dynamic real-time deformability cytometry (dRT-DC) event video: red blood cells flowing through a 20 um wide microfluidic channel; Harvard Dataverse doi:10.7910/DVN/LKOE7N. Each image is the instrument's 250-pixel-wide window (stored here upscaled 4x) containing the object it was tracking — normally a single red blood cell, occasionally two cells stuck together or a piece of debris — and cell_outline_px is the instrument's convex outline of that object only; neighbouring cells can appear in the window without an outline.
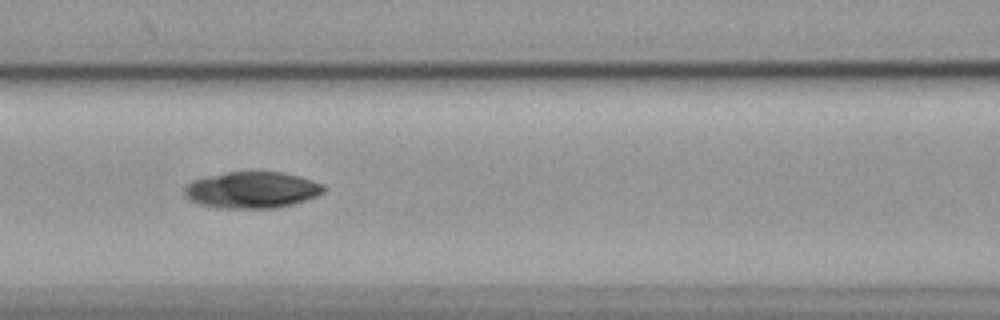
{"species": "common noctule bat (a hibernating species)", "species_latin": "Nyctalus noctula", "temperature_condition": "cold", "stored_images_in_passage": 50, "camera_frame_rate_fps": 3000, "um_per_image_px": 0.085, "animal": {"sex": "female", "body_mass_g": 19.9}, "frame": {"image": 1, "passage_image": 23, "time_ms": 7.333, "image_size_px": [1000, 320], "cell_outline_px": [[324, 192], [316, 196], [292, 204], [276, 208], [216, 208], [200, 204], [188, 200], [184, 196], [184, 188], [192, 180], [224, 172], [280, 172], [300, 176], [324, 184]], "centroid_in_image_um": [21.38, 16.15], "position_along_channel_um": 145.2, "area_um2": 29.65}}
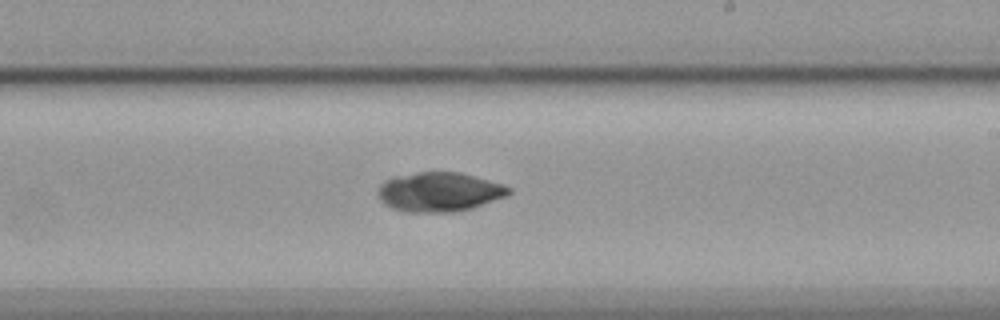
{"frame": {"image": 2, "passage_image": 32, "time_ms": 10.333, "image_size_px": [1000, 320], "cell_outline_px": [[512, 192], [508, 196], [472, 208], [452, 212], [404, 212], [392, 208], [384, 204], [380, 200], [376, 192], [380, 184], [384, 180], [396, 176], [416, 172], [460, 172], [504, 184], [512, 188]], "centroid_in_image_um": [37.34, 16.31], "position_along_channel_um": 251.7, "area_um2": 30.35}}
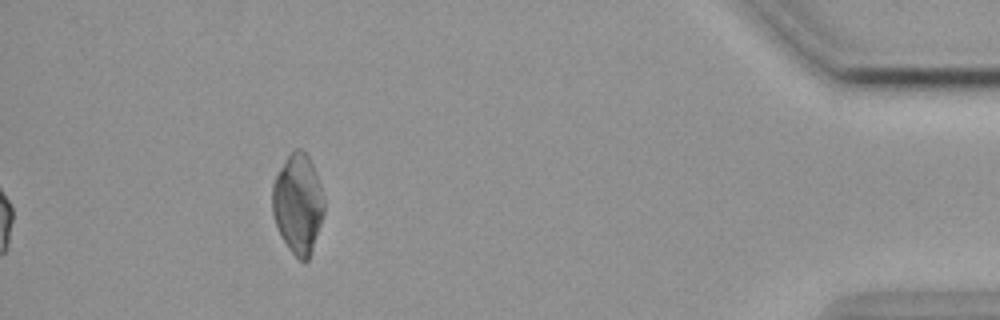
{"frame": {"image": 3, "passage_image": 50, "time_ms": 16.333, "image_size_px": [1000, 320], "cell_outline_px": [[324, 212], [312, 252], [308, 260], [304, 264], [288, 248], [280, 236], [272, 216], [272, 184], [276, 172], [288, 156], [296, 148], [300, 148], [308, 156], [312, 164], [320, 184], [324, 196]], "centroid_in_image_um": [25.31, 17.35], "position_along_channel_um": 409.9, "area_um2": 30.35}}